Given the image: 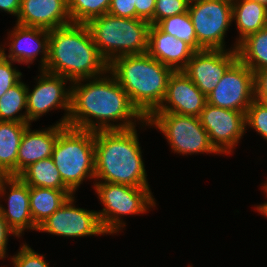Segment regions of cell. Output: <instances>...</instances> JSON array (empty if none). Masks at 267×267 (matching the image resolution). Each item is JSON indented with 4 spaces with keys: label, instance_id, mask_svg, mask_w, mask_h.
<instances>
[{
    "label": "cell",
    "instance_id": "7c38bea8",
    "mask_svg": "<svg viewBox=\"0 0 267 267\" xmlns=\"http://www.w3.org/2000/svg\"><path fill=\"white\" fill-rule=\"evenodd\" d=\"M75 194L51 216L42 222L37 231L52 235L79 238L107 234L99 220L98 212L75 206Z\"/></svg>",
    "mask_w": 267,
    "mask_h": 267
},
{
    "label": "cell",
    "instance_id": "9a60e30c",
    "mask_svg": "<svg viewBox=\"0 0 267 267\" xmlns=\"http://www.w3.org/2000/svg\"><path fill=\"white\" fill-rule=\"evenodd\" d=\"M7 187L9 191L6 190ZM1 197L4 199L6 197L5 200H8V208L6 209L3 204H0V212L19 238L25 230L37 231L38 227L34 224L30 212L29 186L19 176L0 178Z\"/></svg>",
    "mask_w": 267,
    "mask_h": 267
},
{
    "label": "cell",
    "instance_id": "ac0fdd59",
    "mask_svg": "<svg viewBox=\"0 0 267 267\" xmlns=\"http://www.w3.org/2000/svg\"><path fill=\"white\" fill-rule=\"evenodd\" d=\"M16 22L46 30L71 24L68 0H21Z\"/></svg>",
    "mask_w": 267,
    "mask_h": 267
},
{
    "label": "cell",
    "instance_id": "603a6c76",
    "mask_svg": "<svg viewBox=\"0 0 267 267\" xmlns=\"http://www.w3.org/2000/svg\"><path fill=\"white\" fill-rule=\"evenodd\" d=\"M72 195L74 193L71 190L29 187L30 212L34 224L38 227Z\"/></svg>",
    "mask_w": 267,
    "mask_h": 267
},
{
    "label": "cell",
    "instance_id": "d590c367",
    "mask_svg": "<svg viewBox=\"0 0 267 267\" xmlns=\"http://www.w3.org/2000/svg\"><path fill=\"white\" fill-rule=\"evenodd\" d=\"M13 236L19 238L16 233L9 227V225L6 223L5 219L3 218L1 212H0V260H3L6 258V250H7V244H8V237Z\"/></svg>",
    "mask_w": 267,
    "mask_h": 267
},
{
    "label": "cell",
    "instance_id": "1f68e13d",
    "mask_svg": "<svg viewBox=\"0 0 267 267\" xmlns=\"http://www.w3.org/2000/svg\"><path fill=\"white\" fill-rule=\"evenodd\" d=\"M0 52V97L21 80L22 73Z\"/></svg>",
    "mask_w": 267,
    "mask_h": 267
},
{
    "label": "cell",
    "instance_id": "5b68a950",
    "mask_svg": "<svg viewBox=\"0 0 267 267\" xmlns=\"http://www.w3.org/2000/svg\"><path fill=\"white\" fill-rule=\"evenodd\" d=\"M100 54L110 64L123 55L148 52L151 24L140 18H122L110 14L93 18L86 24Z\"/></svg>",
    "mask_w": 267,
    "mask_h": 267
},
{
    "label": "cell",
    "instance_id": "6da1fadb",
    "mask_svg": "<svg viewBox=\"0 0 267 267\" xmlns=\"http://www.w3.org/2000/svg\"><path fill=\"white\" fill-rule=\"evenodd\" d=\"M70 85L71 110L67 126L89 131L131 129L137 126V121L143 127L150 126L110 71Z\"/></svg>",
    "mask_w": 267,
    "mask_h": 267
},
{
    "label": "cell",
    "instance_id": "f35d334b",
    "mask_svg": "<svg viewBox=\"0 0 267 267\" xmlns=\"http://www.w3.org/2000/svg\"><path fill=\"white\" fill-rule=\"evenodd\" d=\"M252 1H257L260 4L264 5L265 7H267V0H252Z\"/></svg>",
    "mask_w": 267,
    "mask_h": 267
},
{
    "label": "cell",
    "instance_id": "d6986e66",
    "mask_svg": "<svg viewBox=\"0 0 267 267\" xmlns=\"http://www.w3.org/2000/svg\"><path fill=\"white\" fill-rule=\"evenodd\" d=\"M29 125L21 138L17 155V176L31 164L52 157L58 134L66 127L54 124L42 130H31Z\"/></svg>",
    "mask_w": 267,
    "mask_h": 267
},
{
    "label": "cell",
    "instance_id": "f1b7e54d",
    "mask_svg": "<svg viewBox=\"0 0 267 267\" xmlns=\"http://www.w3.org/2000/svg\"><path fill=\"white\" fill-rule=\"evenodd\" d=\"M245 124L267 141V104L254 99L246 110Z\"/></svg>",
    "mask_w": 267,
    "mask_h": 267
},
{
    "label": "cell",
    "instance_id": "e575fe53",
    "mask_svg": "<svg viewBox=\"0 0 267 267\" xmlns=\"http://www.w3.org/2000/svg\"><path fill=\"white\" fill-rule=\"evenodd\" d=\"M136 18L146 20L153 25L156 0H135Z\"/></svg>",
    "mask_w": 267,
    "mask_h": 267
},
{
    "label": "cell",
    "instance_id": "3957f363",
    "mask_svg": "<svg viewBox=\"0 0 267 267\" xmlns=\"http://www.w3.org/2000/svg\"><path fill=\"white\" fill-rule=\"evenodd\" d=\"M95 182L150 187L136 127L94 131Z\"/></svg>",
    "mask_w": 267,
    "mask_h": 267
},
{
    "label": "cell",
    "instance_id": "4316f807",
    "mask_svg": "<svg viewBox=\"0 0 267 267\" xmlns=\"http://www.w3.org/2000/svg\"><path fill=\"white\" fill-rule=\"evenodd\" d=\"M157 26L163 32L184 41L195 52L203 50L197 42L195 29L188 12L167 17L161 20Z\"/></svg>",
    "mask_w": 267,
    "mask_h": 267
},
{
    "label": "cell",
    "instance_id": "52a82bcc",
    "mask_svg": "<svg viewBox=\"0 0 267 267\" xmlns=\"http://www.w3.org/2000/svg\"><path fill=\"white\" fill-rule=\"evenodd\" d=\"M93 183L97 198L104 206L103 210L97 212L107 235L119 233L125 227L122 216L148 213L149 209L156 206L150 187Z\"/></svg>",
    "mask_w": 267,
    "mask_h": 267
},
{
    "label": "cell",
    "instance_id": "d4e9b609",
    "mask_svg": "<svg viewBox=\"0 0 267 267\" xmlns=\"http://www.w3.org/2000/svg\"><path fill=\"white\" fill-rule=\"evenodd\" d=\"M19 177L29 187H44L58 190H70L62 181L52 157L37 161L26 168Z\"/></svg>",
    "mask_w": 267,
    "mask_h": 267
},
{
    "label": "cell",
    "instance_id": "f546056e",
    "mask_svg": "<svg viewBox=\"0 0 267 267\" xmlns=\"http://www.w3.org/2000/svg\"><path fill=\"white\" fill-rule=\"evenodd\" d=\"M190 0H156L153 25L161 20L188 12Z\"/></svg>",
    "mask_w": 267,
    "mask_h": 267
},
{
    "label": "cell",
    "instance_id": "ffe728a7",
    "mask_svg": "<svg viewBox=\"0 0 267 267\" xmlns=\"http://www.w3.org/2000/svg\"><path fill=\"white\" fill-rule=\"evenodd\" d=\"M194 52L181 39L163 32L157 25L150 26L147 53L173 71H182Z\"/></svg>",
    "mask_w": 267,
    "mask_h": 267
},
{
    "label": "cell",
    "instance_id": "83f0119b",
    "mask_svg": "<svg viewBox=\"0 0 267 267\" xmlns=\"http://www.w3.org/2000/svg\"><path fill=\"white\" fill-rule=\"evenodd\" d=\"M112 0H68L72 23L87 24L93 18L107 14Z\"/></svg>",
    "mask_w": 267,
    "mask_h": 267
},
{
    "label": "cell",
    "instance_id": "8992f818",
    "mask_svg": "<svg viewBox=\"0 0 267 267\" xmlns=\"http://www.w3.org/2000/svg\"><path fill=\"white\" fill-rule=\"evenodd\" d=\"M52 159L63 183L75 194L85 178L95 179L94 131L66 126L58 134Z\"/></svg>",
    "mask_w": 267,
    "mask_h": 267
},
{
    "label": "cell",
    "instance_id": "d6a6232c",
    "mask_svg": "<svg viewBox=\"0 0 267 267\" xmlns=\"http://www.w3.org/2000/svg\"><path fill=\"white\" fill-rule=\"evenodd\" d=\"M135 0H112L108 14L122 18H136Z\"/></svg>",
    "mask_w": 267,
    "mask_h": 267
},
{
    "label": "cell",
    "instance_id": "8fae6325",
    "mask_svg": "<svg viewBox=\"0 0 267 267\" xmlns=\"http://www.w3.org/2000/svg\"><path fill=\"white\" fill-rule=\"evenodd\" d=\"M254 99V72L239 59L207 95L208 104L243 113H246Z\"/></svg>",
    "mask_w": 267,
    "mask_h": 267
},
{
    "label": "cell",
    "instance_id": "836d02e7",
    "mask_svg": "<svg viewBox=\"0 0 267 267\" xmlns=\"http://www.w3.org/2000/svg\"><path fill=\"white\" fill-rule=\"evenodd\" d=\"M255 100L267 104V68L254 73Z\"/></svg>",
    "mask_w": 267,
    "mask_h": 267
},
{
    "label": "cell",
    "instance_id": "8d00e7d4",
    "mask_svg": "<svg viewBox=\"0 0 267 267\" xmlns=\"http://www.w3.org/2000/svg\"><path fill=\"white\" fill-rule=\"evenodd\" d=\"M21 0H0V11L10 15L18 16Z\"/></svg>",
    "mask_w": 267,
    "mask_h": 267
},
{
    "label": "cell",
    "instance_id": "30bf717a",
    "mask_svg": "<svg viewBox=\"0 0 267 267\" xmlns=\"http://www.w3.org/2000/svg\"><path fill=\"white\" fill-rule=\"evenodd\" d=\"M37 78H35L38 81L37 85H34L31 92L27 86L28 121L32 123L49 111L62 109L65 114L56 124L67 126L71 110V85L66 87L69 80L44 70H40Z\"/></svg>",
    "mask_w": 267,
    "mask_h": 267
},
{
    "label": "cell",
    "instance_id": "2e32d148",
    "mask_svg": "<svg viewBox=\"0 0 267 267\" xmlns=\"http://www.w3.org/2000/svg\"><path fill=\"white\" fill-rule=\"evenodd\" d=\"M9 53L5 54L4 45H0V52L9 60L21 63L32 64L37 56L42 55L40 58V68L43 70L48 60L49 49V30L28 27L16 23L13 30L8 32Z\"/></svg>",
    "mask_w": 267,
    "mask_h": 267
},
{
    "label": "cell",
    "instance_id": "5bb4252c",
    "mask_svg": "<svg viewBox=\"0 0 267 267\" xmlns=\"http://www.w3.org/2000/svg\"><path fill=\"white\" fill-rule=\"evenodd\" d=\"M238 60L237 49L196 51L182 70L206 96Z\"/></svg>",
    "mask_w": 267,
    "mask_h": 267
},
{
    "label": "cell",
    "instance_id": "cb8c5ba5",
    "mask_svg": "<svg viewBox=\"0 0 267 267\" xmlns=\"http://www.w3.org/2000/svg\"><path fill=\"white\" fill-rule=\"evenodd\" d=\"M238 59L254 73L267 68V27L248 35L237 46Z\"/></svg>",
    "mask_w": 267,
    "mask_h": 267
},
{
    "label": "cell",
    "instance_id": "4dcf8cb0",
    "mask_svg": "<svg viewBox=\"0 0 267 267\" xmlns=\"http://www.w3.org/2000/svg\"><path fill=\"white\" fill-rule=\"evenodd\" d=\"M10 259L13 267H49L45 256L35 252L26 242Z\"/></svg>",
    "mask_w": 267,
    "mask_h": 267
},
{
    "label": "cell",
    "instance_id": "44dd1931",
    "mask_svg": "<svg viewBox=\"0 0 267 267\" xmlns=\"http://www.w3.org/2000/svg\"><path fill=\"white\" fill-rule=\"evenodd\" d=\"M232 21L239 32L232 46L235 50L248 35L267 27V7L252 0H232Z\"/></svg>",
    "mask_w": 267,
    "mask_h": 267
},
{
    "label": "cell",
    "instance_id": "60d3db41",
    "mask_svg": "<svg viewBox=\"0 0 267 267\" xmlns=\"http://www.w3.org/2000/svg\"><path fill=\"white\" fill-rule=\"evenodd\" d=\"M4 176H7V175L0 169V178Z\"/></svg>",
    "mask_w": 267,
    "mask_h": 267
},
{
    "label": "cell",
    "instance_id": "ab89813d",
    "mask_svg": "<svg viewBox=\"0 0 267 267\" xmlns=\"http://www.w3.org/2000/svg\"><path fill=\"white\" fill-rule=\"evenodd\" d=\"M263 186V190L266 192V194H267V181H265V184H262ZM262 204H267V202H265V203H262Z\"/></svg>",
    "mask_w": 267,
    "mask_h": 267
},
{
    "label": "cell",
    "instance_id": "4fadbf2b",
    "mask_svg": "<svg viewBox=\"0 0 267 267\" xmlns=\"http://www.w3.org/2000/svg\"><path fill=\"white\" fill-rule=\"evenodd\" d=\"M210 143L219 154H231L245 135V113L206 104L200 116Z\"/></svg>",
    "mask_w": 267,
    "mask_h": 267
},
{
    "label": "cell",
    "instance_id": "484cf974",
    "mask_svg": "<svg viewBox=\"0 0 267 267\" xmlns=\"http://www.w3.org/2000/svg\"><path fill=\"white\" fill-rule=\"evenodd\" d=\"M26 109L27 85L20 80L0 97V121L30 123Z\"/></svg>",
    "mask_w": 267,
    "mask_h": 267
},
{
    "label": "cell",
    "instance_id": "74e56055",
    "mask_svg": "<svg viewBox=\"0 0 267 267\" xmlns=\"http://www.w3.org/2000/svg\"><path fill=\"white\" fill-rule=\"evenodd\" d=\"M255 208L261 215L267 217V204H259Z\"/></svg>",
    "mask_w": 267,
    "mask_h": 267
},
{
    "label": "cell",
    "instance_id": "ba28073f",
    "mask_svg": "<svg viewBox=\"0 0 267 267\" xmlns=\"http://www.w3.org/2000/svg\"><path fill=\"white\" fill-rule=\"evenodd\" d=\"M147 121L150 127H156L166 137L174 153L186 156L199 153L219 154L210 143L208 133L197 116L153 112Z\"/></svg>",
    "mask_w": 267,
    "mask_h": 267
},
{
    "label": "cell",
    "instance_id": "e0dca14e",
    "mask_svg": "<svg viewBox=\"0 0 267 267\" xmlns=\"http://www.w3.org/2000/svg\"><path fill=\"white\" fill-rule=\"evenodd\" d=\"M207 104V96L183 71H174L167 82V92L154 112L176 113L199 117Z\"/></svg>",
    "mask_w": 267,
    "mask_h": 267
},
{
    "label": "cell",
    "instance_id": "7a4b0ae2",
    "mask_svg": "<svg viewBox=\"0 0 267 267\" xmlns=\"http://www.w3.org/2000/svg\"><path fill=\"white\" fill-rule=\"evenodd\" d=\"M44 71L63 76L69 84L109 71L86 24L71 23L49 30L48 60Z\"/></svg>",
    "mask_w": 267,
    "mask_h": 267
},
{
    "label": "cell",
    "instance_id": "277c9868",
    "mask_svg": "<svg viewBox=\"0 0 267 267\" xmlns=\"http://www.w3.org/2000/svg\"><path fill=\"white\" fill-rule=\"evenodd\" d=\"M109 71L146 119L162 104L174 72L148 53L117 57L109 64Z\"/></svg>",
    "mask_w": 267,
    "mask_h": 267
},
{
    "label": "cell",
    "instance_id": "9c48e42d",
    "mask_svg": "<svg viewBox=\"0 0 267 267\" xmlns=\"http://www.w3.org/2000/svg\"><path fill=\"white\" fill-rule=\"evenodd\" d=\"M188 13L202 49L227 50L225 35L232 22V0H190Z\"/></svg>",
    "mask_w": 267,
    "mask_h": 267
},
{
    "label": "cell",
    "instance_id": "7402d4cb",
    "mask_svg": "<svg viewBox=\"0 0 267 267\" xmlns=\"http://www.w3.org/2000/svg\"><path fill=\"white\" fill-rule=\"evenodd\" d=\"M31 123L0 121V169L7 176H17V155L25 129Z\"/></svg>",
    "mask_w": 267,
    "mask_h": 267
}]
</instances>
